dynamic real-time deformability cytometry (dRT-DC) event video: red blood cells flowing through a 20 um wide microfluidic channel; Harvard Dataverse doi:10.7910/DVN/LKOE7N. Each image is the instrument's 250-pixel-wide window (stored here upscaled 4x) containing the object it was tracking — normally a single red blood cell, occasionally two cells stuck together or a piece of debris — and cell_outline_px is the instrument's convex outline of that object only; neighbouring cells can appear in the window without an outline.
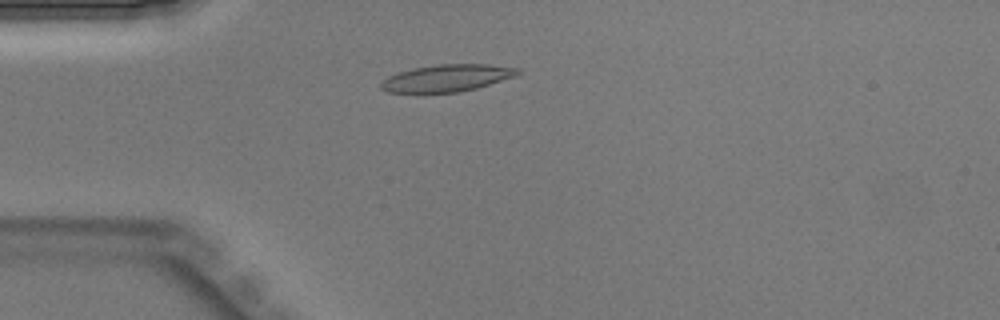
{"species": "Egyptian fruit bat (a non-hibernating species)", "species_latin": "Rousettus aegyptiacus", "temperature_condition": "warm", "stored_images_in_passage": 37, "camera_frame_rate_fps": 3000, "um_per_image_px": 0.085, "animal": {"sex": "male"}, "frame": {"image": 1, "passage_image": 5, "time_ms": 1.333, "image_size_px": [1000, 320], "cell_outline_px": [[520, 72], [516, 76], [476, 88], [460, 92], [388, 92], [380, 88], [380, 84], [388, 76], [412, 68], [440, 64], [488, 64], [520, 68]], "centroid_in_image_um": [38.01, 6.62], "position_along_channel_um": 47.0, "area_um2": 21.39}}
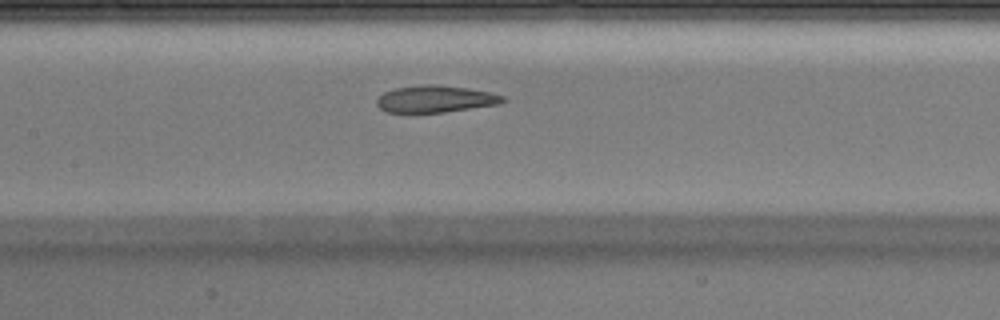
{"frame": {"image": 2, "passage_image": 14, "time_ms": 4.333, "image_size_px": [1000, 320], "cell_outline_px": [[508, 100], [500, 104], [444, 112], [384, 112], [376, 104], [376, 100], [384, 92], [396, 88], [424, 84], [436, 84], [468, 88], [492, 92], [504, 96]], "centroid_in_image_um": [37.05, 8.41], "position_along_channel_um": 170.4, "area_um2": 19.88}}
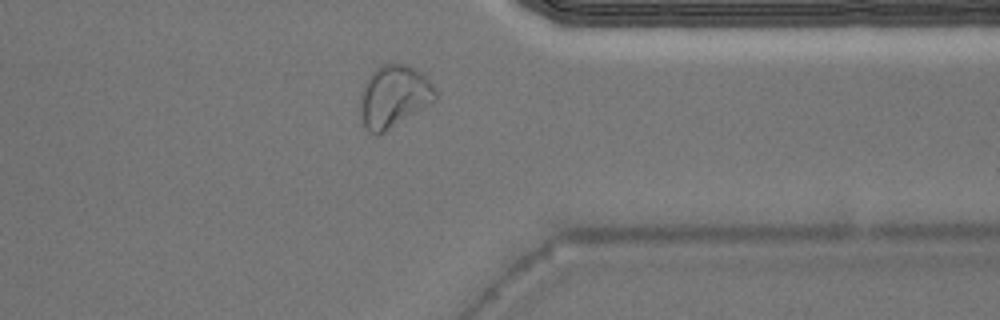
{"frame": {"image": 3, "passage_image": 28, "time_ms": 9.0, "image_size_px": [1000, 320], "cell_outline_px": [[436, 100], [384, 132], [376, 136], [368, 132], [364, 128], [360, 116], [360, 92], [368, 76], [376, 68], [384, 64], [408, 64], [420, 72], [432, 84], [436, 92]], "centroid_in_image_um": [33.43, 8.21], "position_along_channel_um": 378.0, "area_um2": 27.22}}